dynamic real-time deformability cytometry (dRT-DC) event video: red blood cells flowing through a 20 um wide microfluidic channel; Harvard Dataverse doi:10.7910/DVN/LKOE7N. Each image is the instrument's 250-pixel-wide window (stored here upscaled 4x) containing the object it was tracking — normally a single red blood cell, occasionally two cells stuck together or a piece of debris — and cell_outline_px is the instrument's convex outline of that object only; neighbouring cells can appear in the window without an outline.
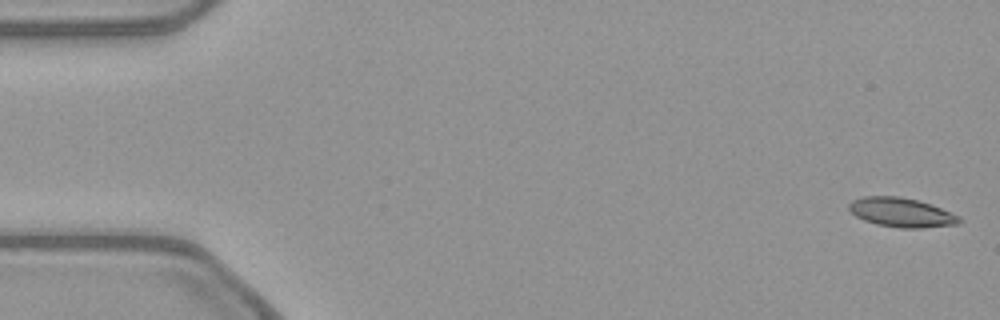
{"species": "common noctule bat (a hibernating species)", "species_latin": "Nyctalus noctula", "temperature_condition": "warm", "stored_images_in_passage": 53, "camera_frame_rate_fps": 3000, "um_per_image_px": 0.085, "animal": {"sex": "female", "body_mass_g": 21.9}, "frame": {"image": 1, "passage_image": 1, "time_ms": 0.0, "image_size_px": [1000, 320], "cell_outline_px": [[964, 220], [956, 224], [920, 228], [900, 228], [876, 224], [864, 220], [856, 216], [848, 208], [848, 204], [852, 200], [864, 196], [900, 196], [932, 204], [960, 216]], "centroid_in_image_um": [76.63, 18.05], "position_along_channel_um": 8.4, "area_um2": 18.84}}
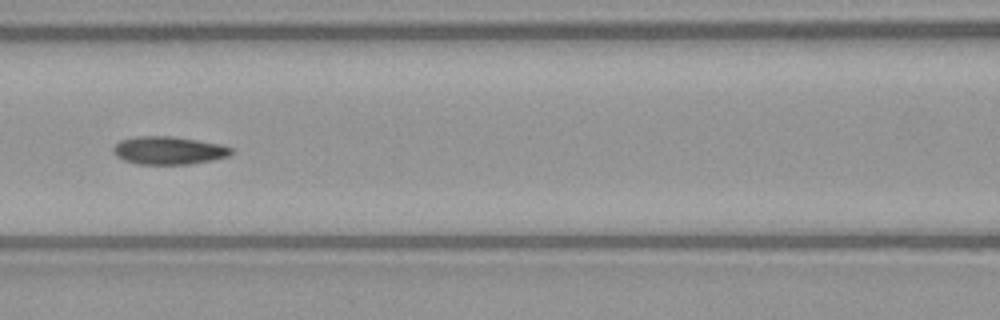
{"frame": {"image": 2, "passage_image": 23, "time_ms": 7.333, "image_size_px": [1000, 320], "cell_outline_px": [[232, 152], [228, 156], [212, 160], [188, 164], [136, 164], [124, 160], [116, 156], [112, 152], [112, 148], [120, 140], [136, 136], [172, 136], [220, 144], [232, 148]], "centroid_in_image_um": [14.29, 12.78], "position_along_channel_um": 152.3, "area_um2": 19.19}}
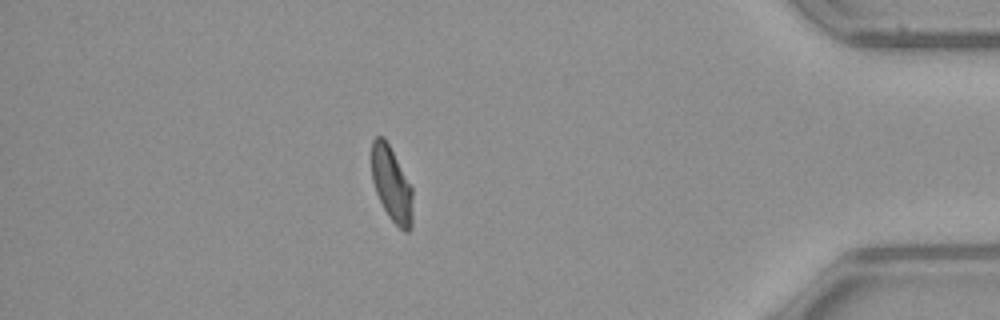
{"frame": {"image": 3, "passage_image": 46, "time_ms": 15.0, "image_size_px": [1000, 320], "cell_outline_px": [[412, 224], [408, 232], [404, 232], [388, 216], [376, 192], [372, 180], [372, 140], [376, 136], [384, 136], [412, 188]], "centroid_in_image_um": [33.28, 15.67], "position_along_channel_um": 401.9, "area_um2": 17.63}, "authors_computed_cell_mechanics": {"area_um2": 18.9584, "velocity_mm_per_s": 3.8662, "shape_relaxation_time_tau1_ms": 5.8951, "shape_relaxation_time_tau2_ms": 2.0757, "deformation_change_tau1": 0.1693, "deformation_change_tau2": 0.078}}